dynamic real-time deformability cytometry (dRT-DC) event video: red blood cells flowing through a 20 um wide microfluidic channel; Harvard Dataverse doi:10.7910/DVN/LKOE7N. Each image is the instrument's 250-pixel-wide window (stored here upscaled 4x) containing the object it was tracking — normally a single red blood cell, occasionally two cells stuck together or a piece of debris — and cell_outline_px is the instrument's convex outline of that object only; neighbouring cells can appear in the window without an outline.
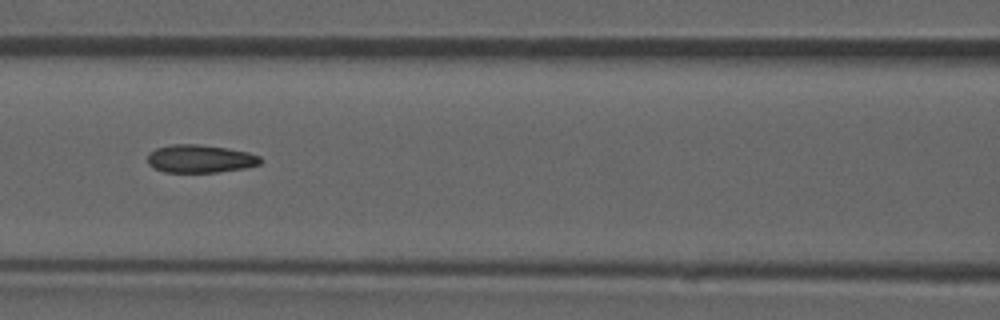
{"species": "common noctule bat (a hibernating species)", "species_latin": "Nyctalus noctula", "temperature_condition": "room temperature", "stored_images_in_passage": 52, "camera_frame_rate_fps": 3000, "um_per_image_px": 0.085, "animal": {"sex": "male", "forearm_length_mm": 52.5}, "frame": {"image": 1, "passage_image": 23, "time_ms": 7.333, "image_size_px": [1000, 320], "cell_outline_px": [[260, 164], [244, 168], [216, 172], [164, 172], [152, 168], [148, 164], [148, 152], [156, 148], [172, 144], [196, 144], [228, 148], [248, 152], [260, 156]], "centroid_in_image_um": [16.97, 13.49], "position_along_channel_um": 149.6, "area_um2": 18.44}, "authors_computed_cell_mechanics": {"area_um2": 18.7272, "velocity_mm_per_s": 3.9403, "shape_relaxation_time_tau1_ms": null, "shape_relaxation_time_tau2_ms": 2.3497, "deformation_change_tau1": null, "deformation_change_tau2": 0.1024}}